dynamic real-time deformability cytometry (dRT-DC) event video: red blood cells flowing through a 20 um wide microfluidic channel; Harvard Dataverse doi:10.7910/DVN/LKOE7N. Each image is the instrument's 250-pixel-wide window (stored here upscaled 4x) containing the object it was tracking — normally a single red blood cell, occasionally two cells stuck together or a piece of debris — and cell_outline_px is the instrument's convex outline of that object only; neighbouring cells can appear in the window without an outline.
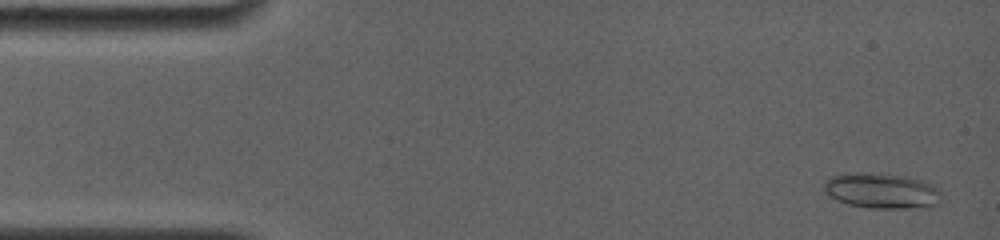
{"species": "common noctule bat (a hibernating species)", "species_latin": "Nyctalus noctula", "temperature_condition": "room temperature", "stored_images_in_passage": 77, "camera_frame_rate_fps": 4000, "um_per_image_px": 0.085, "animal": {"sex": "female", "body_mass_g": 19.0, "forearm_length_mm": 56.7}, "frame": {"image": 1, "passage_image": 2, "time_ms": 0.5, "image_size_px": [1000, 240], "cell_outline_px": [[940, 200], [936, 204], [928, 208], [872, 208], [848, 204], [836, 200], [828, 196], [824, 192], [824, 180], [832, 176], [844, 172], [864, 172], [904, 176], [920, 180], [932, 184], [940, 192]], "centroid_in_image_um": [74.89, 16.21], "position_along_channel_um": 10.1, "area_um2": 24.45}}
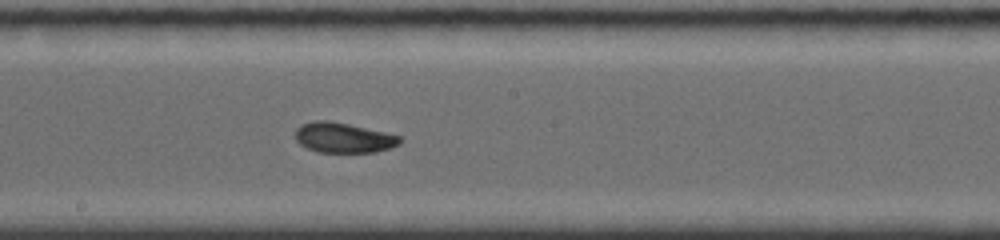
{"frame": {"image": 2, "passage_image": 36, "time_ms": 8.75, "image_size_px": [1000, 240], "cell_outline_px": [[400, 144], [376, 152], [316, 152], [300, 144], [296, 140], [296, 128], [300, 124], [312, 120], [328, 120], [348, 124], [384, 132], [400, 136]], "centroid_in_image_um": [29.14, 11.7], "position_along_channel_um": 219.1, "area_um2": 18.26}}
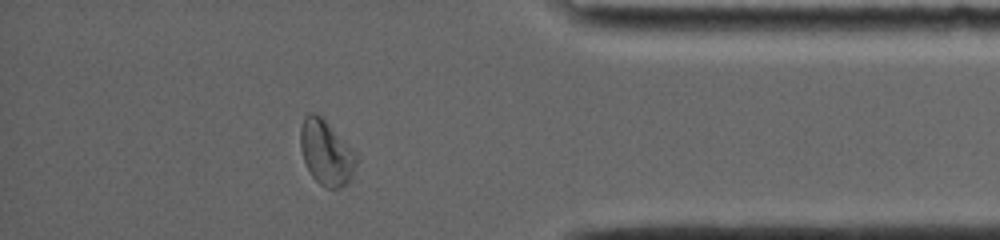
{"frame": {"image": 3, "passage_image": 66, "time_ms": 14.0, "image_size_px": [1000, 240], "cell_outline_px": [[356, 164], [352, 176], [348, 184], [340, 188], [324, 188], [312, 176], [304, 160], [300, 148], [300, 128], [304, 116], [308, 112], [316, 112], [324, 116], [356, 152]], "centroid_in_image_um": [27.73, 12.92], "position_along_channel_um": 407.5, "area_um2": 21.68}, "authors_computed_cell_mechanics": {"area_um2": 19.4786, "velocity_mm_per_s": 3.8538, "shape_relaxation_time_tau1_ms": null, "shape_relaxation_time_tau2_ms": 2.665, "deformation_change_tau1": null, "deformation_change_tau2": 0.0555}}